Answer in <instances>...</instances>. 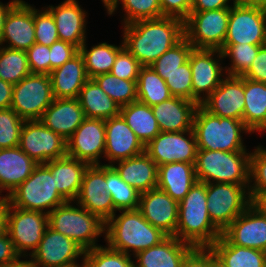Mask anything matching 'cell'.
<instances>
[{
	"instance_id": "d4e9b609",
	"label": "cell",
	"mask_w": 266,
	"mask_h": 267,
	"mask_svg": "<svg viewBox=\"0 0 266 267\" xmlns=\"http://www.w3.org/2000/svg\"><path fill=\"white\" fill-rule=\"evenodd\" d=\"M85 118L78 98H54L39 120L67 140Z\"/></svg>"
},
{
	"instance_id": "be15d7a7",
	"label": "cell",
	"mask_w": 266,
	"mask_h": 267,
	"mask_svg": "<svg viewBox=\"0 0 266 267\" xmlns=\"http://www.w3.org/2000/svg\"><path fill=\"white\" fill-rule=\"evenodd\" d=\"M233 5L264 6V7H266V0H233Z\"/></svg>"
},
{
	"instance_id": "cb8c5ba5",
	"label": "cell",
	"mask_w": 266,
	"mask_h": 267,
	"mask_svg": "<svg viewBox=\"0 0 266 267\" xmlns=\"http://www.w3.org/2000/svg\"><path fill=\"white\" fill-rule=\"evenodd\" d=\"M52 14L59 40L80 48L86 41V14L76 0H65L58 6L46 7Z\"/></svg>"
},
{
	"instance_id": "9a60e30c",
	"label": "cell",
	"mask_w": 266,
	"mask_h": 267,
	"mask_svg": "<svg viewBox=\"0 0 266 267\" xmlns=\"http://www.w3.org/2000/svg\"><path fill=\"white\" fill-rule=\"evenodd\" d=\"M220 60H223V55L218 49H193L189 56L188 61L190 63L192 75L193 102H196L198 105L201 104L224 79L222 76H224L223 70L225 67L220 66L222 65Z\"/></svg>"
},
{
	"instance_id": "6125c7cd",
	"label": "cell",
	"mask_w": 266,
	"mask_h": 267,
	"mask_svg": "<svg viewBox=\"0 0 266 267\" xmlns=\"http://www.w3.org/2000/svg\"><path fill=\"white\" fill-rule=\"evenodd\" d=\"M19 0H11V2L7 4H3L0 2V39L2 37L4 22L9 10L18 2Z\"/></svg>"
},
{
	"instance_id": "7bdbcfd3",
	"label": "cell",
	"mask_w": 266,
	"mask_h": 267,
	"mask_svg": "<svg viewBox=\"0 0 266 267\" xmlns=\"http://www.w3.org/2000/svg\"><path fill=\"white\" fill-rule=\"evenodd\" d=\"M261 46L248 43L224 44L220 49L223 58H231L230 67H225L224 75L242 76L249 69Z\"/></svg>"
},
{
	"instance_id": "c3c4849f",
	"label": "cell",
	"mask_w": 266,
	"mask_h": 267,
	"mask_svg": "<svg viewBox=\"0 0 266 267\" xmlns=\"http://www.w3.org/2000/svg\"><path fill=\"white\" fill-rule=\"evenodd\" d=\"M173 96L193 101L192 75L189 61L177 68L165 80Z\"/></svg>"
},
{
	"instance_id": "836d02e7",
	"label": "cell",
	"mask_w": 266,
	"mask_h": 267,
	"mask_svg": "<svg viewBox=\"0 0 266 267\" xmlns=\"http://www.w3.org/2000/svg\"><path fill=\"white\" fill-rule=\"evenodd\" d=\"M243 122L251 133L266 131V83L244 78Z\"/></svg>"
},
{
	"instance_id": "a7ac6f4b",
	"label": "cell",
	"mask_w": 266,
	"mask_h": 267,
	"mask_svg": "<svg viewBox=\"0 0 266 267\" xmlns=\"http://www.w3.org/2000/svg\"><path fill=\"white\" fill-rule=\"evenodd\" d=\"M68 267H83V264L81 263V265L80 264H76V265H71V266H68Z\"/></svg>"
},
{
	"instance_id": "d6986e66",
	"label": "cell",
	"mask_w": 266,
	"mask_h": 267,
	"mask_svg": "<svg viewBox=\"0 0 266 267\" xmlns=\"http://www.w3.org/2000/svg\"><path fill=\"white\" fill-rule=\"evenodd\" d=\"M138 210L151 225L167 236L176 237L179 202L165 191L154 188L141 193Z\"/></svg>"
},
{
	"instance_id": "ee69618b",
	"label": "cell",
	"mask_w": 266,
	"mask_h": 267,
	"mask_svg": "<svg viewBox=\"0 0 266 267\" xmlns=\"http://www.w3.org/2000/svg\"><path fill=\"white\" fill-rule=\"evenodd\" d=\"M194 47L183 37L177 44L162 54L150 67L163 79L177 70L180 65L188 62Z\"/></svg>"
},
{
	"instance_id": "52a82bcc",
	"label": "cell",
	"mask_w": 266,
	"mask_h": 267,
	"mask_svg": "<svg viewBox=\"0 0 266 267\" xmlns=\"http://www.w3.org/2000/svg\"><path fill=\"white\" fill-rule=\"evenodd\" d=\"M5 199L14 207L47 214L67 202L59 194L55 178L45 164H38L32 174L11 191Z\"/></svg>"
},
{
	"instance_id": "277c9868",
	"label": "cell",
	"mask_w": 266,
	"mask_h": 267,
	"mask_svg": "<svg viewBox=\"0 0 266 267\" xmlns=\"http://www.w3.org/2000/svg\"><path fill=\"white\" fill-rule=\"evenodd\" d=\"M193 131L198 149L225 152L247 151L242 133H251L243 121L211 114L201 104L194 114Z\"/></svg>"
},
{
	"instance_id": "e7e4bbea",
	"label": "cell",
	"mask_w": 266,
	"mask_h": 267,
	"mask_svg": "<svg viewBox=\"0 0 266 267\" xmlns=\"http://www.w3.org/2000/svg\"><path fill=\"white\" fill-rule=\"evenodd\" d=\"M209 267H226L209 247Z\"/></svg>"
},
{
	"instance_id": "ba28073f",
	"label": "cell",
	"mask_w": 266,
	"mask_h": 267,
	"mask_svg": "<svg viewBox=\"0 0 266 267\" xmlns=\"http://www.w3.org/2000/svg\"><path fill=\"white\" fill-rule=\"evenodd\" d=\"M207 208L212 223L223 232L250 206L249 187L206 183Z\"/></svg>"
},
{
	"instance_id": "5b68a950",
	"label": "cell",
	"mask_w": 266,
	"mask_h": 267,
	"mask_svg": "<svg viewBox=\"0 0 266 267\" xmlns=\"http://www.w3.org/2000/svg\"><path fill=\"white\" fill-rule=\"evenodd\" d=\"M250 157L247 151H212L198 149L196 177L204 183L250 184Z\"/></svg>"
},
{
	"instance_id": "d6a6232c",
	"label": "cell",
	"mask_w": 266,
	"mask_h": 267,
	"mask_svg": "<svg viewBox=\"0 0 266 267\" xmlns=\"http://www.w3.org/2000/svg\"><path fill=\"white\" fill-rule=\"evenodd\" d=\"M210 248L226 267H266V252L234 245L223 234Z\"/></svg>"
},
{
	"instance_id": "484cf974",
	"label": "cell",
	"mask_w": 266,
	"mask_h": 267,
	"mask_svg": "<svg viewBox=\"0 0 266 267\" xmlns=\"http://www.w3.org/2000/svg\"><path fill=\"white\" fill-rule=\"evenodd\" d=\"M197 107L196 102L172 96L168 100L151 106V109L161 132H183L193 130Z\"/></svg>"
},
{
	"instance_id": "91938a15",
	"label": "cell",
	"mask_w": 266,
	"mask_h": 267,
	"mask_svg": "<svg viewBox=\"0 0 266 267\" xmlns=\"http://www.w3.org/2000/svg\"><path fill=\"white\" fill-rule=\"evenodd\" d=\"M250 207L262 216H266V190H249Z\"/></svg>"
},
{
	"instance_id": "e0dca14e",
	"label": "cell",
	"mask_w": 266,
	"mask_h": 267,
	"mask_svg": "<svg viewBox=\"0 0 266 267\" xmlns=\"http://www.w3.org/2000/svg\"><path fill=\"white\" fill-rule=\"evenodd\" d=\"M84 253L85 250L75 241L48 226L29 259L38 267H68L78 264L77 258Z\"/></svg>"
},
{
	"instance_id": "ac0fdd59",
	"label": "cell",
	"mask_w": 266,
	"mask_h": 267,
	"mask_svg": "<svg viewBox=\"0 0 266 267\" xmlns=\"http://www.w3.org/2000/svg\"><path fill=\"white\" fill-rule=\"evenodd\" d=\"M67 155L88 165H101L105 151V120L85 118L66 140Z\"/></svg>"
},
{
	"instance_id": "b9f144b4",
	"label": "cell",
	"mask_w": 266,
	"mask_h": 267,
	"mask_svg": "<svg viewBox=\"0 0 266 267\" xmlns=\"http://www.w3.org/2000/svg\"><path fill=\"white\" fill-rule=\"evenodd\" d=\"M125 16L123 25L139 20L154 19L162 17V10L159 0H120ZM119 0L107 9L108 15L114 14L120 4Z\"/></svg>"
},
{
	"instance_id": "74e56055",
	"label": "cell",
	"mask_w": 266,
	"mask_h": 267,
	"mask_svg": "<svg viewBox=\"0 0 266 267\" xmlns=\"http://www.w3.org/2000/svg\"><path fill=\"white\" fill-rule=\"evenodd\" d=\"M136 89L137 101L148 106H154L173 96L165 80L150 66L140 68Z\"/></svg>"
},
{
	"instance_id": "603a6c76",
	"label": "cell",
	"mask_w": 266,
	"mask_h": 267,
	"mask_svg": "<svg viewBox=\"0 0 266 267\" xmlns=\"http://www.w3.org/2000/svg\"><path fill=\"white\" fill-rule=\"evenodd\" d=\"M222 234L234 245L266 252V216L250 206Z\"/></svg>"
},
{
	"instance_id": "1f68e13d",
	"label": "cell",
	"mask_w": 266,
	"mask_h": 267,
	"mask_svg": "<svg viewBox=\"0 0 266 267\" xmlns=\"http://www.w3.org/2000/svg\"><path fill=\"white\" fill-rule=\"evenodd\" d=\"M195 164L172 162L158 166L157 188L180 202L197 182Z\"/></svg>"
},
{
	"instance_id": "bcb514c9",
	"label": "cell",
	"mask_w": 266,
	"mask_h": 267,
	"mask_svg": "<svg viewBox=\"0 0 266 267\" xmlns=\"http://www.w3.org/2000/svg\"><path fill=\"white\" fill-rule=\"evenodd\" d=\"M24 121L11 107L0 110V149L19 146Z\"/></svg>"
},
{
	"instance_id": "f5cc1de1",
	"label": "cell",
	"mask_w": 266,
	"mask_h": 267,
	"mask_svg": "<svg viewBox=\"0 0 266 267\" xmlns=\"http://www.w3.org/2000/svg\"><path fill=\"white\" fill-rule=\"evenodd\" d=\"M79 53V48L73 44L58 40L50 46V73L62 66Z\"/></svg>"
},
{
	"instance_id": "9c48e42d",
	"label": "cell",
	"mask_w": 266,
	"mask_h": 267,
	"mask_svg": "<svg viewBox=\"0 0 266 267\" xmlns=\"http://www.w3.org/2000/svg\"><path fill=\"white\" fill-rule=\"evenodd\" d=\"M48 214L41 211L23 210L6 201V231L20 257H28L37 249L46 228ZM29 250H32L29 252ZM27 254V255H26Z\"/></svg>"
},
{
	"instance_id": "4fadbf2b",
	"label": "cell",
	"mask_w": 266,
	"mask_h": 267,
	"mask_svg": "<svg viewBox=\"0 0 266 267\" xmlns=\"http://www.w3.org/2000/svg\"><path fill=\"white\" fill-rule=\"evenodd\" d=\"M266 44V7L233 5L224 44Z\"/></svg>"
},
{
	"instance_id": "e575fe53",
	"label": "cell",
	"mask_w": 266,
	"mask_h": 267,
	"mask_svg": "<svg viewBox=\"0 0 266 267\" xmlns=\"http://www.w3.org/2000/svg\"><path fill=\"white\" fill-rule=\"evenodd\" d=\"M78 100L86 118L107 120L120 114V106L93 79L85 82Z\"/></svg>"
},
{
	"instance_id": "30bf717a",
	"label": "cell",
	"mask_w": 266,
	"mask_h": 267,
	"mask_svg": "<svg viewBox=\"0 0 266 267\" xmlns=\"http://www.w3.org/2000/svg\"><path fill=\"white\" fill-rule=\"evenodd\" d=\"M230 8L190 12L184 20V37L194 49L220 50L227 35Z\"/></svg>"
},
{
	"instance_id": "f546056e",
	"label": "cell",
	"mask_w": 266,
	"mask_h": 267,
	"mask_svg": "<svg viewBox=\"0 0 266 267\" xmlns=\"http://www.w3.org/2000/svg\"><path fill=\"white\" fill-rule=\"evenodd\" d=\"M112 166L122 180L139 193L157 188L158 165L144 152L136 157L115 162Z\"/></svg>"
},
{
	"instance_id": "11a10c76",
	"label": "cell",
	"mask_w": 266,
	"mask_h": 267,
	"mask_svg": "<svg viewBox=\"0 0 266 267\" xmlns=\"http://www.w3.org/2000/svg\"><path fill=\"white\" fill-rule=\"evenodd\" d=\"M242 77L266 83V44L260 47L252 64Z\"/></svg>"
},
{
	"instance_id": "6f0895ef",
	"label": "cell",
	"mask_w": 266,
	"mask_h": 267,
	"mask_svg": "<svg viewBox=\"0 0 266 267\" xmlns=\"http://www.w3.org/2000/svg\"><path fill=\"white\" fill-rule=\"evenodd\" d=\"M182 267H209V247H194L186 255Z\"/></svg>"
},
{
	"instance_id": "9f6ffc18",
	"label": "cell",
	"mask_w": 266,
	"mask_h": 267,
	"mask_svg": "<svg viewBox=\"0 0 266 267\" xmlns=\"http://www.w3.org/2000/svg\"><path fill=\"white\" fill-rule=\"evenodd\" d=\"M20 256L16 253L7 231L0 235V267H7L16 262Z\"/></svg>"
},
{
	"instance_id": "8992f818",
	"label": "cell",
	"mask_w": 266,
	"mask_h": 267,
	"mask_svg": "<svg viewBox=\"0 0 266 267\" xmlns=\"http://www.w3.org/2000/svg\"><path fill=\"white\" fill-rule=\"evenodd\" d=\"M72 201L56 207L48 214V226L75 241L85 251L100 246L99 236L105 234V222Z\"/></svg>"
},
{
	"instance_id": "83f0119b",
	"label": "cell",
	"mask_w": 266,
	"mask_h": 267,
	"mask_svg": "<svg viewBox=\"0 0 266 267\" xmlns=\"http://www.w3.org/2000/svg\"><path fill=\"white\" fill-rule=\"evenodd\" d=\"M38 165L19 146L0 149V195L7 190L4 197L24 182Z\"/></svg>"
},
{
	"instance_id": "ab89813d",
	"label": "cell",
	"mask_w": 266,
	"mask_h": 267,
	"mask_svg": "<svg viewBox=\"0 0 266 267\" xmlns=\"http://www.w3.org/2000/svg\"><path fill=\"white\" fill-rule=\"evenodd\" d=\"M27 53L0 46V79L12 85L30 75Z\"/></svg>"
},
{
	"instance_id": "f907efd6",
	"label": "cell",
	"mask_w": 266,
	"mask_h": 267,
	"mask_svg": "<svg viewBox=\"0 0 266 267\" xmlns=\"http://www.w3.org/2000/svg\"><path fill=\"white\" fill-rule=\"evenodd\" d=\"M250 183L249 190H266V148L260 145L251 152Z\"/></svg>"
},
{
	"instance_id": "03108f58",
	"label": "cell",
	"mask_w": 266,
	"mask_h": 267,
	"mask_svg": "<svg viewBox=\"0 0 266 267\" xmlns=\"http://www.w3.org/2000/svg\"><path fill=\"white\" fill-rule=\"evenodd\" d=\"M7 267H38L32 260H21V257Z\"/></svg>"
},
{
	"instance_id": "d590c367",
	"label": "cell",
	"mask_w": 266,
	"mask_h": 267,
	"mask_svg": "<svg viewBox=\"0 0 266 267\" xmlns=\"http://www.w3.org/2000/svg\"><path fill=\"white\" fill-rule=\"evenodd\" d=\"M120 115L144 146L161 132L151 106L144 103L135 101L122 106Z\"/></svg>"
},
{
	"instance_id": "db71d44e",
	"label": "cell",
	"mask_w": 266,
	"mask_h": 267,
	"mask_svg": "<svg viewBox=\"0 0 266 267\" xmlns=\"http://www.w3.org/2000/svg\"><path fill=\"white\" fill-rule=\"evenodd\" d=\"M162 16L176 17L183 21L189 16L192 0H159Z\"/></svg>"
},
{
	"instance_id": "816d5d0a",
	"label": "cell",
	"mask_w": 266,
	"mask_h": 267,
	"mask_svg": "<svg viewBox=\"0 0 266 267\" xmlns=\"http://www.w3.org/2000/svg\"><path fill=\"white\" fill-rule=\"evenodd\" d=\"M26 53L32 74H50V47L35 43Z\"/></svg>"
},
{
	"instance_id": "6da1fadb",
	"label": "cell",
	"mask_w": 266,
	"mask_h": 267,
	"mask_svg": "<svg viewBox=\"0 0 266 267\" xmlns=\"http://www.w3.org/2000/svg\"><path fill=\"white\" fill-rule=\"evenodd\" d=\"M125 48L141 66H150L184 37V21L162 16L123 25Z\"/></svg>"
},
{
	"instance_id": "8d00e7d4",
	"label": "cell",
	"mask_w": 266,
	"mask_h": 267,
	"mask_svg": "<svg viewBox=\"0 0 266 267\" xmlns=\"http://www.w3.org/2000/svg\"><path fill=\"white\" fill-rule=\"evenodd\" d=\"M86 41L79 48V53L83 56L85 69L89 79L97 75L111 72L115 58L118 52L124 47L122 44L115 46L107 42L93 45L89 50L87 49Z\"/></svg>"
},
{
	"instance_id": "4316f807",
	"label": "cell",
	"mask_w": 266,
	"mask_h": 267,
	"mask_svg": "<svg viewBox=\"0 0 266 267\" xmlns=\"http://www.w3.org/2000/svg\"><path fill=\"white\" fill-rule=\"evenodd\" d=\"M194 248L175 236H167L159 244L138 252L134 267H182L186 255Z\"/></svg>"
},
{
	"instance_id": "3957f363",
	"label": "cell",
	"mask_w": 266,
	"mask_h": 267,
	"mask_svg": "<svg viewBox=\"0 0 266 267\" xmlns=\"http://www.w3.org/2000/svg\"><path fill=\"white\" fill-rule=\"evenodd\" d=\"M206 183L197 181L179 202L176 237L194 247H210L222 232L212 223L207 208Z\"/></svg>"
},
{
	"instance_id": "7a4b0ae2",
	"label": "cell",
	"mask_w": 266,
	"mask_h": 267,
	"mask_svg": "<svg viewBox=\"0 0 266 267\" xmlns=\"http://www.w3.org/2000/svg\"><path fill=\"white\" fill-rule=\"evenodd\" d=\"M105 222V242L107 246L131 256L153 247L163 241L167 235L151 225L136 210H120Z\"/></svg>"
},
{
	"instance_id": "ffe728a7",
	"label": "cell",
	"mask_w": 266,
	"mask_h": 267,
	"mask_svg": "<svg viewBox=\"0 0 266 267\" xmlns=\"http://www.w3.org/2000/svg\"><path fill=\"white\" fill-rule=\"evenodd\" d=\"M145 152V146L131 130L124 118L118 116L105 120V151L103 158L115 162L136 157Z\"/></svg>"
},
{
	"instance_id": "003e7915",
	"label": "cell",
	"mask_w": 266,
	"mask_h": 267,
	"mask_svg": "<svg viewBox=\"0 0 266 267\" xmlns=\"http://www.w3.org/2000/svg\"><path fill=\"white\" fill-rule=\"evenodd\" d=\"M102 2L104 3V7L108 9L115 2V0H102Z\"/></svg>"
},
{
	"instance_id": "44dd1931",
	"label": "cell",
	"mask_w": 266,
	"mask_h": 267,
	"mask_svg": "<svg viewBox=\"0 0 266 267\" xmlns=\"http://www.w3.org/2000/svg\"><path fill=\"white\" fill-rule=\"evenodd\" d=\"M244 100V77L226 75L201 105L216 116L243 121Z\"/></svg>"
},
{
	"instance_id": "4dcf8cb0",
	"label": "cell",
	"mask_w": 266,
	"mask_h": 267,
	"mask_svg": "<svg viewBox=\"0 0 266 267\" xmlns=\"http://www.w3.org/2000/svg\"><path fill=\"white\" fill-rule=\"evenodd\" d=\"M45 165L55 178L59 194L66 201L74 202L78 196L84 172L89 165L68 155L50 160Z\"/></svg>"
},
{
	"instance_id": "8fae6325",
	"label": "cell",
	"mask_w": 266,
	"mask_h": 267,
	"mask_svg": "<svg viewBox=\"0 0 266 267\" xmlns=\"http://www.w3.org/2000/svg\"><path fill=\"white\" fill-rule=\"evenodd\" d=\"M53 100L50 76L31 73L13 85L11 108L24 120H39Z\"/></svg>"
},
{
	"instance_id": "2e32d148",
	"label": "cell",
	"mask_w": 266,
	"mask_h": 267,
	"mask_svg": "<svg viewBox=\"0 0 266 267\" xmlns=\"http://www.w3.org/2000/svg\"><path fill=\"white\" fill-rule=\"evenodd\" d=\"M76 203L104 222L115 213L111 196L107 191L106 165H89L84 172Z\"/></svg>"
},
{
	"instance_id": "60d3db41",
	"label": "cell",
	"mask_w": 266,
	"mask_h": 267,
	"mask_svg": "<svg viewBox=\"0 0 266 267\" xmlns=\"http://www.w3.org/2000/svg\"><path fill=\"white\" fill-rule=\"evenodd\" d=\"M92 79L120 107L137 101V81L120 79L111 72L97 75Z\"/></svg>"
},
{
	"instance_id": "7402d4cb",
	"label": "cell",
	"mask_w": 266,
	"mask_h": 267,
	"mask_svg": "<svg viewBox=\"0 0 266 267\" xmlns=\"http://www.w3.org/2000/svg\"><path fill=\"white\" fill-rule=\"evenodd\" d=\"M34 31V7L19 0L6 16L0 46L27 51L36 43Z\"/></svg>"
},
{
	"instance_id": "5bb4252c",
	"label": "cell",
	"mask_w": 266,
	"mask_h": 267,
	"mask_svg": "<svg viewBox=\"0 0 266 267\" xmlns=\"http://www.w3.org/2000/svg\"><path fill=\"white\" fill-rule=\"evenodd\" d=\"M198 146L193 130L160 132L145 146V153L158 165L172 162L196 163Z\"/></svg>"
},
{
	"instance_id": "f6af8a7d",
	"label": "cell",
	"mask_w": 266,
	"mask_h": 267,
	"mask_svg": "<svg viewBox=\"0 0 266 267\" xmlns=\"http://www.w3.org/2000/svg\"><path fill=\"white\" fill-rule=\"evenodd\" d=\"M81 261L83 267H134L130 255L102 245L86 250Z\"/></svg>"
},
{
	"instance_id": "f35d334b",
	"label": "cell",
	"mask_w": 266,
	"mask_h": 267,
	"mask_svg": "<svg viewBox=\"0 0 266 267\" xmlns=\"http://www.w3.org/2000/svg\"><path fill=\"white\" fill-rule=\"evenodd\" d=\"M106 184L117 211L138 209L141 193L122 180L112 165H106Z\"/></svg>"
},
{
	"instance_id": "94428289",
	"label": "cell",
	"mask_w": 266,
	"mask_h": 267,
	"mask_svg": "<svg viewBox=\"0 0 266 267\" xmlns=\"http://www.w3.org/2000/svg\"><path fill=\"white\" fill-rule=\"evenodd\" d=\"M13 85L0 79V110L10 108Z\"/></svg>"
},
{
	"instance_id": "7dc6e473",
	"label": "cell",
	"mask_w": 266,
	"mask_h": 267,
	"mask_svg": "<svg viewBox=\"0 0 266 267\" xmlns=\"http://www.w3.org/2000/svg\"><path fill=\"white\" fill-rule=\"evenodd\" d=\"M34 27L36 43L50 47L59 40L54 18L46 8L40 11L34 7Z\"/></svg>"
},
{
	"instance_id": "681fc988",
	"label": "cell",
	"mask_w": 266,
	"mask_h": 267,
	"mask_svg": "<svg viewBox=\"0 0 266 267\" xmlns=\"http://www.w3.org/2000/svg\"><path fill=\"white\" fill-rule=\"evenodd\" d=\"M141 67L139 61L124 46L115 58L111 73L120 79L137 81Z\"/></svg>"
},
{
	"instance_id": "f1b7e54d",
	"label": "cell",
	"mask_w": 266,
	"mask_h": 267,
	"mask_svg": "<svg viewBox=\"0 0 266 267\" xmlns=\"http://www.w3.org/2000/svg\"><path fill=\"white\" fill-rule=\"evenodd\" d=\"M49 76L54 98H78L80 90L89 79L80 53L53 69Z\"/></svg>"
},
{
	"instance_id": "7c38bea8",
	"label": "cell",
	"mask_w": 266,
	"mask_h": 267,
	"mask_svg": "<svg viewBox=\"0 0 266 267\" xmlns=\"http://www.w3.org/2000/svg\"><path fill=\"white\" fill-rule=\"evenodd\" d=\"M19 147L38 164L67 155L66 140L47 128L40 120H25Z\"/></svg>"
},
{
	"instance_id": "680465c9",
	"label": "cell",
	"mask_w": 266,
	"mask_h": 267,
	"mask_svg": "<svg viewBox=\"0 0 266 267\" xmlns=\"http://www.w3.org/2000/svg\"><path fill=\"white\" fill-rule=\"evenodd\" d=\"M231 0H192L191 12H204L222 8H231Z\"/></svg>"
}]
</instances>
